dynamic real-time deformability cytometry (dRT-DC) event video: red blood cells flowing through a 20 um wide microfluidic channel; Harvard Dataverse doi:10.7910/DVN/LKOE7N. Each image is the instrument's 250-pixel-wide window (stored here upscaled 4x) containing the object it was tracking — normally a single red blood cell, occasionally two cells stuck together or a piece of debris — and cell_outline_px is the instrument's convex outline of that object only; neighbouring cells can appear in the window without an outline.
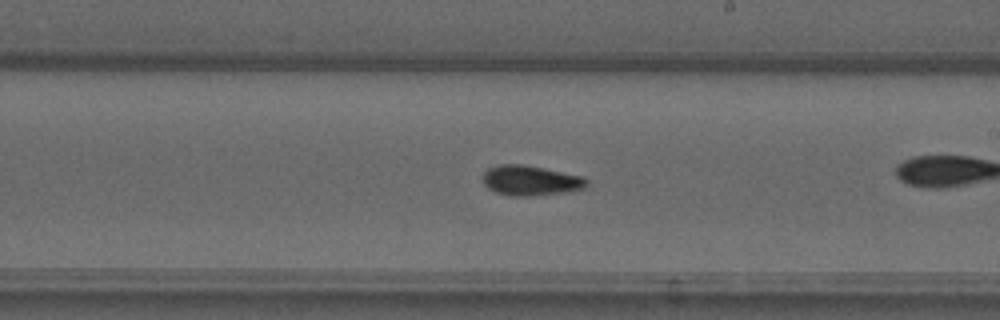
{"species": "common noctule bat (a hibernating species)", "species_latin": "Nyctalus noctula", "temperature_condition": "warm", "stored_images_in_passage": 41, "camera_frame_rate_fps": 3000, "um_per_image_px": 0.085, "animal": {"sex": "male", "forearm_length_mm": 52.5}, "frame": {"image": 1, "passage_image": 30, "time_ms": 9.667, "image_size_px": [1000, 320], "cell_outline_px": [[588, 184], [584, 188], [564, 192], [528, 196], [512, 196], [496, 192], [488, 188], [484, 184], [484, 172], [488, 168], [500, 164], [520, 164], [584, 176], [588, 180]], "centroid_in_image_um": [45.1, 15.34], "position_along_channel_um": 243.9, "area_um2": 17.98}}